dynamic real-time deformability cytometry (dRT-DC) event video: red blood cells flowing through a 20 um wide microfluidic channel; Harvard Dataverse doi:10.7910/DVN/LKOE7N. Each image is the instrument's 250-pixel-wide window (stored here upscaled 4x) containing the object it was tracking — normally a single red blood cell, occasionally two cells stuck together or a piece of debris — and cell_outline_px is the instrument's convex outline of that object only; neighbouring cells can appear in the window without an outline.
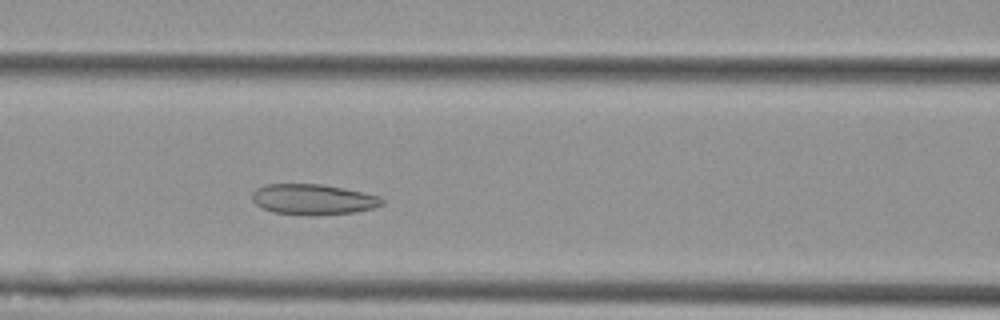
{"species": "Egyptian fruit bat (a non-hibernating species)", "species_latin": "Rousettus aegyptiacus", "temperature_condition": "cold", "stored_images_in_passage": 47, "camera_frame_rate_fps": 3000, "um_per_image_px": 0.085, "animal": {"sex": "female"}, "frame": {"image": 1, "passage_image": 15, "time_ms": 4.667, "image_size_px": [1000, 320], "cell_outline_px": [[384, 204], [372, 208], [352, 212], [272, 212], [260, 208], [252, 200], [252, 192], [256, 188], [264, 184], [320, 184], [344, 188], [380, 196], [384, 200]], "centroid_in_image_um": [26.57, 16.89], "position_along_channel_um": 140.0, "area_um2": 22.14}}
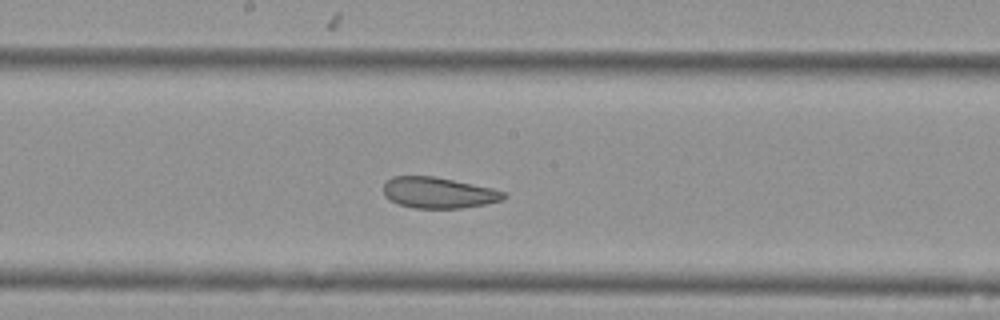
{"frame": {"image": 2, "passage_image": 21, "time_ms": 6.667, "image_size_px": [1000, 320], "cell_outline_px": [[508, 196], [504, 200], [484, 204], [460, 208], [412, 208], [388, 200], [384, 196], [384, 184], [392, 176], [432, 176], [492, 188], [504, 192]], "centroid_in_image_um": [37.25, 16.39], "position_along_channel_um": 210.9, "area_um2": 21.62}}
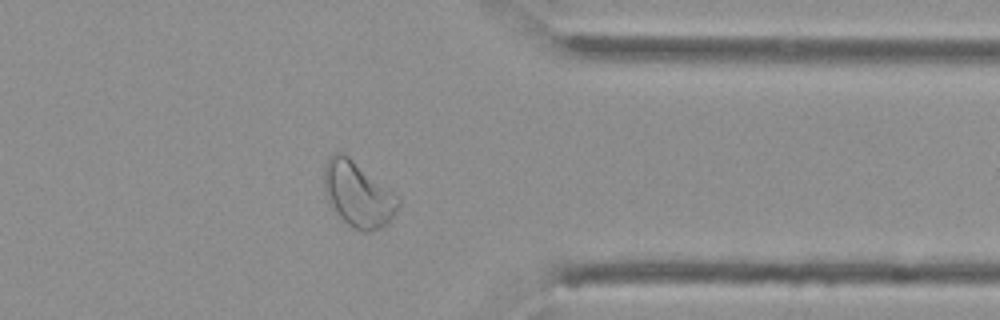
{"frame": {"image": 3, "passage_image": 36, "time_ms": 11.667, "image_size_px": [1000, 320], "cell_outline_px": [[400, 204], [388, 224], [380, 228], [368, 232], [364, 232], [348, 224], [336, 216], [328, 204], [324, 192], [324, 164], [328, 156], [332, 152], [344, 152], [392, 192], [400, 200]], "centroid_in_image_um": [30.36, 16.51], "position_along_channel_um": 381.0, "area_um2": 28.32}, "authors_computed_cell_mechanics": {"area_um2": 26.299, "velocity_mm_per_s": 3.5714, "shape_relaxation_time_tau1_ms": null, "shape_relaxation_time_tau2_ms": 2.2515, "deformation_change_tau1": null, "deformation_change_tau2": 0.0708}}